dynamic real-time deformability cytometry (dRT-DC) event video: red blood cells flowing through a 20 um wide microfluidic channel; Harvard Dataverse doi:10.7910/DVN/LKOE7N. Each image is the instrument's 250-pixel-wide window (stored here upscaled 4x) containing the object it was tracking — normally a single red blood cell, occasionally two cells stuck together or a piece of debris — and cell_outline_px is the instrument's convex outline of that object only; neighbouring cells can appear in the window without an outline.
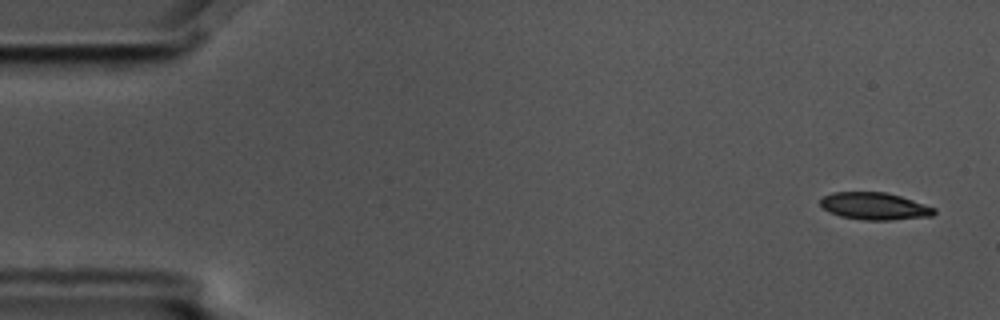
{"species": "common noctule bat (a hibernating species)", "species_latin": "Nyctalus noctula", "temperature_condition": "cold", "stored_images_in_passage": 6, "camera_frame_rate_fps": 3000, "um_per_image_px": 0.085, "animal": {"sex": "male", "body_mass_g": 17.5, "forearm_length_mm": 52.3}, "frame": {"image": 1, "passage_image": 1, "time_ms": 0.0, "image_size_px": [1000, 320], "cell_outline_px": [[936, 212], [932, 216], [888, 220], [864, 220], [840, 216], [828, 212], [820, 204], [820, 200], [824, 196], [832, 192], [884, 192], [900, 196], [936, 208]], "centroid_in_image_um": [74.32, 17.52], "position_along_channel_um": 10.7, "area_um2": 17.98}}
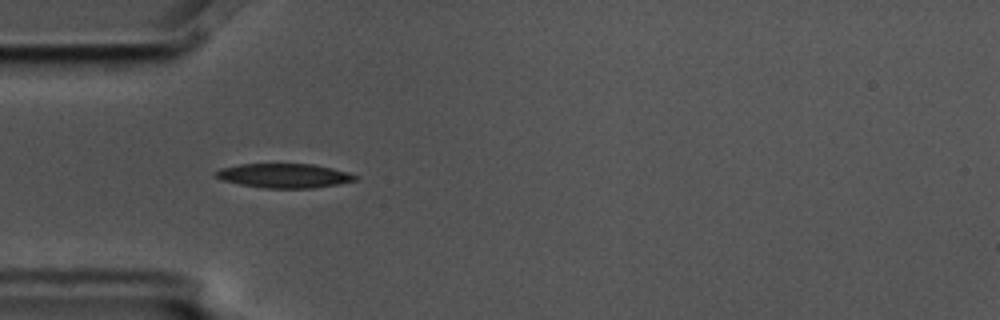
{"frame": {"image": 2, "passage_image": 5, "time_ms": 1.333, "image_size_px": [1000, 320], "cell_outline_px": [[360, 176], [356, 180], [340, 184], [312, 188], [264, 188], [240, 184], [220, 180], [216, 176], [216, 172], [220, 168], [240, 164], [312, 164], [332, 168], [348, 172]], "centroid_in_image_um": [24.18, 14.93], "position_along_channel_um": 60.8, "area_um2": 19.77}}